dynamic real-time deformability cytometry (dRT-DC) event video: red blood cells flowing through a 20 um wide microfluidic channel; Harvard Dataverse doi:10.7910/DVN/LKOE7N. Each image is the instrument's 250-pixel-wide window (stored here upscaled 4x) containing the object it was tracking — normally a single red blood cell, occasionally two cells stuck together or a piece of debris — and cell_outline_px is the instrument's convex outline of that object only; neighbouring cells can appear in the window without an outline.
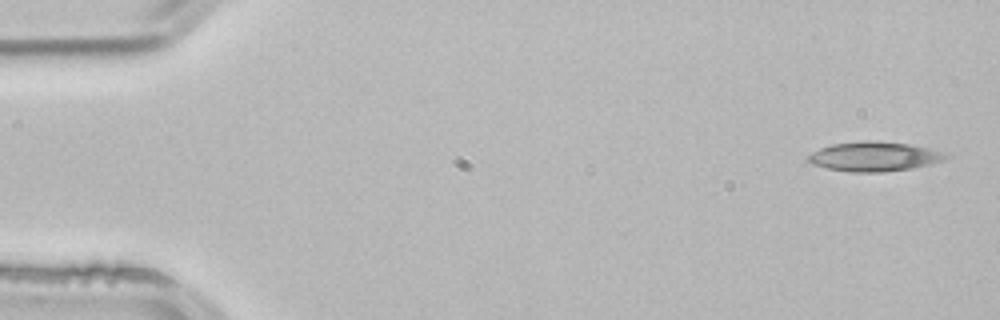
{"species": "common noctule bat (a hibernating species)", "species_latin": "Nyctalus noctula", "temperature_condition": "room temperature", "stored_images_in_passage": 3, "camera_frame_rate_fps": 3000, "um_per_image_px": 0.085, "animal": {"sex": "male", "body_mass_g": 21.5, "forearm_length_mm": 52.0}, "frame": {"image": 1, "passage_image": 1, "time_ms": 0.0, "image_size_px": [1000, 320], "cell_outline_px": [[952, 156], [944, 160], [932, 164], [908, 168], [880, 172], [852, 172], [828, 168], [812, 164], [808, 160], [808, 156], [812, 152], [820, 148], [832, 144], [864, 140], [872, 140], [908, 144], [928, 148]], "centroid_in_image_um": [74.3, 13.29], "position_along_channel_um": 10.7, "area_um2": 23.41}}
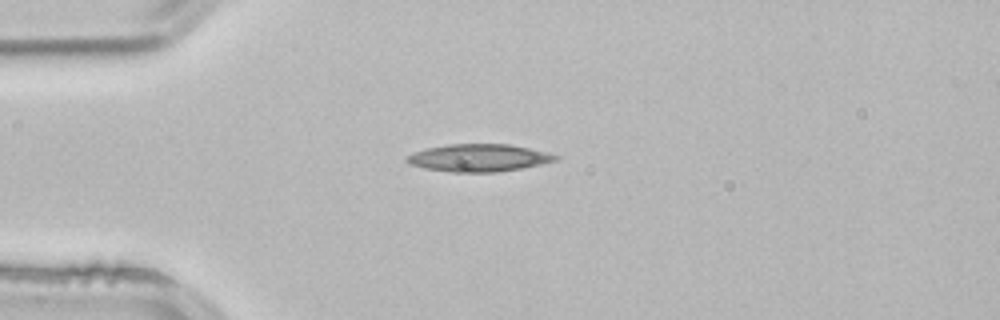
{"frame": {"image": 2, "passage_image": 3, "time_ms": 0.667, "image_size_px": [1000, 320], "cell_outline_px": [[560, 156], [556, 160], [540, 164], [520, 168], [496, 172], [452, 172], [424, 168], [412, 164], [404, 160], [404, 156], [412, 152], [428, 148], [448, 144], [508, 144], [548, 152]], "centroid_in_image_um": [40.65, 13.41], "position_along_channel_um": 44.3, "area_um2": 23.7}}